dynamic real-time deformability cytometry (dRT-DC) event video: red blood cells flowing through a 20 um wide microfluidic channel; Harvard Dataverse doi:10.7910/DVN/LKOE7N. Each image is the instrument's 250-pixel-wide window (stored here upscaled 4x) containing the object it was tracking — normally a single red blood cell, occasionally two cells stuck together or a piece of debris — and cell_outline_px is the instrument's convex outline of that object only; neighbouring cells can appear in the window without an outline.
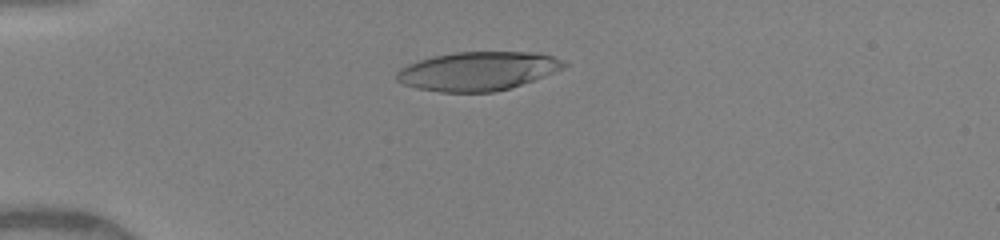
{"species": "human", "species_latin": "Homo sapiens", "temperature_condition": "warm", "stored_images_in_passage": 50, "camera_frame_rate_fps": 3000, "um_per_image_px": 0.085, "donor": {"sex": "female"}, "frame": {"image": 1, "passage_image": 14, "time_ms": 4.333, "image_size_px": [1000, 240], "cell_outline_px": [[568, 64], [564, 68], [532, 80], [508, 88], [492, 92], [440, 92], [416, 88], [404, 84], [396, 80], [396, 72], [400, 68], [408, 64], [432, 56], [456, 52], [540, 52], [564, 60]], "centroid_in_image_um": [40.6, 6.03], "position_along_channel_um": 44.4, "area_um2": 37.69}}
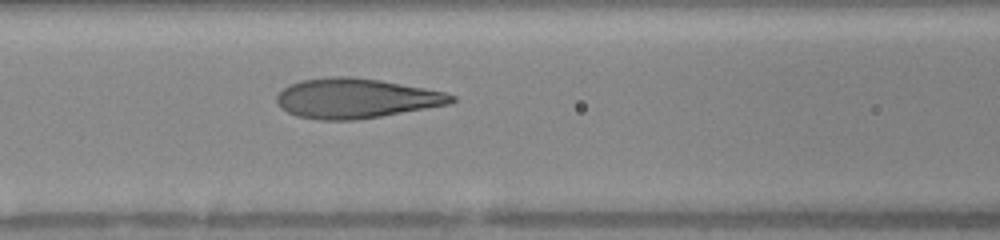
{"frame": {"image": 2, "passage_image": 23, "time_ms": 7.333, "image_size_px": [1000, 240], "cell_outline_px": [[456, 100], [452, 104], [356, 120], [320, 120], [296, 116], [280, 108], [276, 100], [276, 96], [288, 84], [300, 80], [332, 76], [352, 76], [380, 80], [424, 88], [444, 92], [456, 96]], "centroid_in_image_um": [30.24, 8.35], "position_along_channel_um": 136.4, "area_um2": 40.69}}
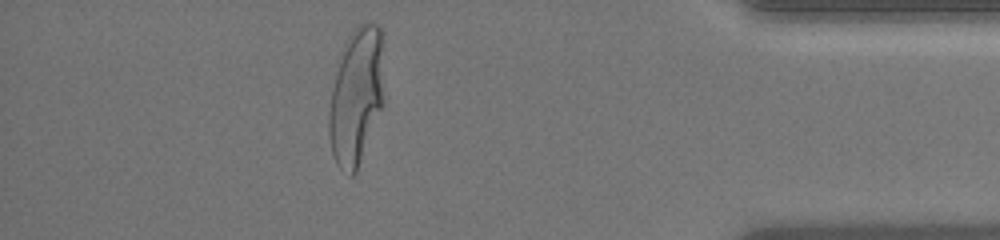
{"frame": {"image": 3, "passage_image": 45, "time_ms": 14.667, "image_size_px": [1000, 240], "cell_outline_px": [[384, 104], [356, 172], [352, 176], [348, 176], [336, 164], [332, 152], [328, 136], [328, 112], [332, 88], [348, 36], [356, 24], [368, 20], [380, 24], [384, 100]], "centroid_in_image_um": [30.29, 8.2], "position_along_channel_um": 404.9, "area_um2": 44.1}, "authors_computed_cell_mechanics": {"area_um2": 40.0843, "velocity_mm_per_s": 4.1172, "shape_relaxation_time_tau1_ms": 5.2391, "shape_relaxation_time_tau2_ms": null, "deformation_change_tau1": 0.2847, "deformation_change_tau2": null}}